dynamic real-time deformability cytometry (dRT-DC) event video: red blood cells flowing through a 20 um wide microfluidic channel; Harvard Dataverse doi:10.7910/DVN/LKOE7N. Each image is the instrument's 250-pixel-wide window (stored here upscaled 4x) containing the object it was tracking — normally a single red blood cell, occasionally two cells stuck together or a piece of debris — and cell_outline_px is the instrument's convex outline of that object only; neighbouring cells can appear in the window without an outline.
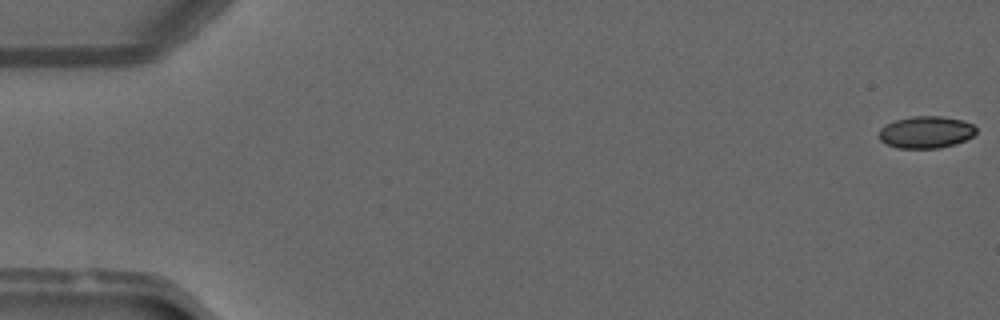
{"species": "common noctule bat (a hibernating species)", "species_latin": "Nyctalus noctula", "temperature_condition": "warm", "stored_images_in_passage": 51, "camera_frame_rate_fps": 3000, "um_per_image_px": 0.085, "animal": {"sex": "male", "forearm_length_mm": 52.5}, "frame": {"image": 1, "passage_image": 1, "time_ms": 0.0, "image_size_px": [1000, 320], "cell_outline_px": [[976, 132], [972, 136], [956, 144], [940, 148], [896, 148], [880, 140], [880, 128], [896, 120], [912, 116], [940, 116], [964, 120], [972, 124], [976, 128]], "centroid_in_image_um": [78.73, 11.23], "position_along_channel_um": 6.3, "area_um2": 18.03}}
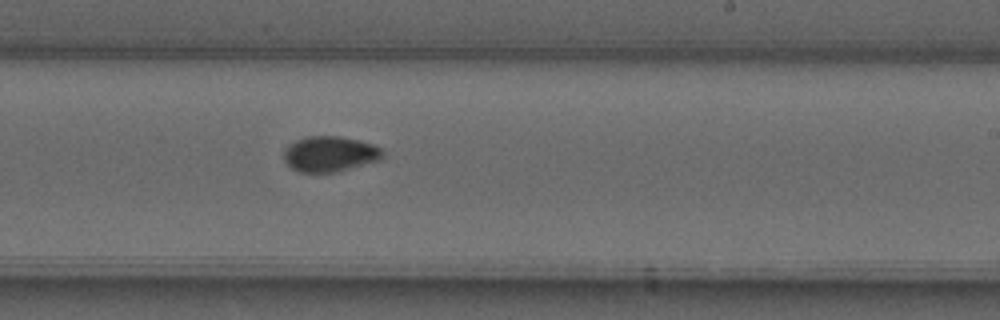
{"frame": {"image": 2, "passage_image": 31, "time_ms": 10.0, "image_size_px": [1000, 320], "cell_outline_px": [[384, 156], [380, 160], [336, 172], [300, 172], [292, 168], [284, 160], [284, 148], [288, 144], [296, 140], [308, 136], [336, 136], [360, 140], [372, 144], [380, 148], [384, 152]], "centroid_in_image_um": [28.03, 13.08], "position_along_channel_um": 261.0, "area_um2": 20.46}}
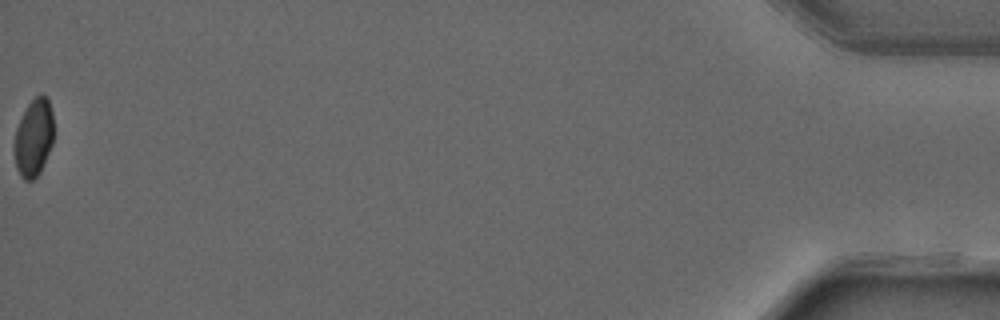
{"frame": {"image": 3, "passage_image": 51, "time_ms": 16.667, "image_size_px": [1000, 320], "cell_outline_px": [[52, 144], [40, 172], [32, 180], [24, 180], [20, 176], [16, 168], [12, 144], [16, 128], [28, 104], [40, 92], [48, 100], [52, 112]], "centroid_in_image_um": [2.82, 11.72], "position_along_channel_um": 432.4, "area_um2": 17.8}, "authors_computed_cell_mechanics": {"area_um2": 19.3052, "velocity_mm_per_s": 4.1113, "shape_relaxation_time_tau1_ms": 8.4067, "shape_relaxation_time_tau2_ms": 0.9135, "deformation_change_tau1": 0.1783, "deformation_change_tau2": 0.0384}}